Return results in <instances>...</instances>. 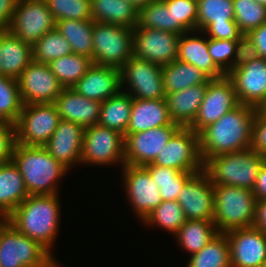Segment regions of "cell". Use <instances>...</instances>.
Returning <instances> with one entry per match:
<instances>
[{
    "label": "cell",
    "mask_w": 266,
    "mask_h": 267,
    "mask_svg": "<svg viewBox=\"0 0 266 267\" xmlns=\"http://www.w3.org/2000/svg\"><path fill=\"white\" fill-rule=\"evenodd\" d=\"M257 108L239 104L199 133L204 163L211 157L250 148Z\"/></svg>",
    "instance_id": "1"
},
{
    "label": "cell",
    "mask_w": 266,
    "mask_h": 267,
    "mask_svg": "<svg viewBox=\"0 0 266 267\" xmlns=\"http://www.w3.org/2000/svg\"><path fill=\"white\" fill-rule=\"evenodd\" d=\"M59 195H29L8 216L9 222L20 233L39 242L52 255L60 225Z\"/></svg>",
    "instance_id": "2"
},
{
    "label": "cell",
    "mask_w": 266,
    "mask_h": 267,
    "mask_svg": "<svg viewBox=\"0 0 266 267\" xmlns=\"http://www.w3.org/2000/svg\"><path fill=\"white\" fill-rule=\"evenodd\" d=\"M12 161L19 168L29 195L59 194V181L69 171L44 147L25 146L16 142Z\"/></svg>",
    "instance_id": "3"
},
{
    "label": "cell",
    "mask_w": 266,
    "mask_h": 267,
    "mask_svg": "<svg viewBox=\"0 0 266 267\" xmlns=\"http://www.w3.org/2000/svg\"><path fill=\"white\" fill-rule=\"evenodd\" d=\"M266 156L251 148L217 155L204 163V171L213 185L235 186L253 190Z\"/></svg>",
    "instance_id": "4"
},
{
    "label": "cell",
    "mask_w": 266,
    "mask_h": 267,
    "mask_svg": "<svg viewBox=\"0 0 266 267\" xmlns=\"http://www.w3.org/2000/svg\"><path fill=\"white\" fill-rule=\"evenodd\" d=\"M256 197L252 190L214 185L213 222L219 233L252 227L255 219Z\"/></svg>",
    "instance_id": "5"
},
{
    "label": "cell",
    "mask_w": 266,
    "mask_h": 267,
    "mask_svg": "<svg viewBox=\"0 0 266 267\" xmlns=\"http://www.w3.org/2000/svg\"><path fill=\"white\" fill-rule=\"evenodd\" d=\"M39 242L20 233L10 222L0 233L1 267H60Z\"/></svg>",
    "instance_id": "6"
},
{
    "label": "cell",
    "mask_w": 266,
    "mask_h": 267,
    "mask_svg": "<svg viewBox=\"0 0 266 267\" xmlns=\"http://www.w3.org/2000/svg\"><path fill=\"white\" fill-rule=\"evenodd\" d=\"M92 42L93 64L121 68L133 56V28L93 21Z\"/></svg>",
    "instance_id": "7"
},
{
    "label": "cell",
    "mask_w": 266,
    "mask_h": 267,
    "mask_svg": "<svg viewBox=\"0 0 266 267\" xmlns=\"http://www.w3.org/2000/svg\"><path fill=\"white\" fill-rule=\"evenodd\" d=\"M60 116L53 103L23 105L15 123V142L43 147L55 132Z\"/></svg>",
    "instance_id": "8"
},
{
    "label": "cell",
    "mask_w": 266,
    "mask_h": 267,
    "mask_svg": "<svg viewBox=\"0 0 266 267\" xmlns=\"http://www.w3.org/2000/svg\"><path fill=\"white\" fill-rule=\"evenodd\" d=\"M123 134L99 124L84 130L81 164L85 165H125Z\"/></svg>",
    "instance_id": "9"
},
{
    "label": "cell",
    "mask_w": 266,
    "mask_h": 267,
    "mask_svg": "<svg viewBox=\"0 0 266 267\" xmlns=\"http://www.w3.org/2000/svg\"><path fill=\"white\" fill-rule=\"evenodd\" d=\"M150 164L183 172L203 171L199 134L189 127H180Z\"/></svg>",
    "instance_id": "10"
},
{
    "label": "cell",
    "mask_w": 266,
    "mask_h": 267,
    "mask_svg": "<svg viewBox=\"0 0 266 267\" xmlns=\"http://www.w3.org/2000/svg\"><path fill=\"white\" fill-rule=\"evenodd\" d=\"M120 69L121 90L130 94L132 98L165 99L162 66L132 56Z\"/></svg>",
    "instance_id": "11"
},
{
    "label": "cell",
    "mask_w": 266,
    "mask_h": 267,
    "mask_svg": "<svg viewBox=\"0 0 266 267\" xmlns=\"http://www.w3.org/2000/svg\"><path fill=\"white\" fill-rule=\"evenodd\" d=\"M56 21L45 0H18L8 30L23 42L33 45L55 29Z\"/></svg>",
    "instance_id": "12"
},
{
    "label": "cell",
    "mask_w": 266,
    "mask_h": 267,
    "mask_svg": "<svg viewBox=\"0 0 266 267\" xmlns=\"http://www.w3.org/2000/svg\"><path fill=\"white\" fill-rule=\"evenodd\" d=\"M239 104L233 83L227 76L211 79L197 115L189 128L199 134Z\"/></svg>",
    "instance_id": "13"
},
{
    "label": "cell",
    "mask_w": 266,
    "mask_h": 267,
    "mask_svg": "<svg viewBox=\"0 0 266 267\" xmlns=\"http://www.w3.org/2000/svg\"><path fill=\"white\" fill-rule=\"evenodd\" d=\"M124 191L133 212L142 222L163 200L158 185L143 166L125 164L122 168Z\"/></svg>",
    "instance_id": "14"
},
{
    "label": "cell",
    "mask_w": 266,
    "mask_h": 267,
    "mask_svg": "<svg viewBox=\"0 0 266 267\" xmlns=\"http://www.w3.org/2000/svg\"><path fill=\"white\" fill-rule=\"evenodd\" d=\"M179 37L177 33L135 27L133 56L160 66L168 65L178 57Z\"/></svg>",
    "instance_id": "15"
},
{
    "label": "cell",
    "mask_w": 266,
    "mask_h": 267,
    "mask_svg": "<svg viewBox=\"0 0 266 267\" xmlns=\"http://www.w3.org/2000/svg\"><path fill=\"white\" fill-rule=\"evenodd\" d=\"M23 105L54 103L63 90L48 64L32 61L17 78Z\"/></svg>",
    "instance_id": "16"
},
{
    "label": "cell",
    "mask_w": 266,
    "mask_h": 267,
    "mask_svg": "<svg viewBox=\"0 0 266 267\" xmlns=\"http://www.w3.org/2000/svg\"><path fill=\"white\" fill-rule=\"evenodd\" d=\"M226 76L232 81L238 102L260 109L266 103V60H256L230 70Z\"/></svg>",
    "instance_id": "17"
},
{
    "label": "cell",
    "mask_w": 266,
    "mask_h": 267,
    "mask_svg": "<svg viewBox=\"0 0 266 267\" xmlns=\"http://www.w3.org/2000/svg\"><path fill=\"white\" fill-rule=\"evenodd\" d=\"M180 126H162L125 134L124 162L132 166L152 163Z\"/></svg>",
    "instance_id": "18"
},
{
    "label": "cell",
    "mask_w": 266,
    "mask_h": 267,
    "mask_svg": "<svg viewBox=\"0 0 266 267\" xmlns=\"http://www.w3.org/2000/svg\"><path fill=\"white\" fill-rule=\"evenodd\" d=\"M186 220H213L214 185L203 170L194 174L177 196Z\"/></svg>",
    "instance_id": "19"
},
{
    "label": "cell",
    "mask_w": 266,
    "mask_h": 267,
    "mask_svg": "<svg viewBox=\"0 0 266 267\" xmlns=\"http://www.w3.org/2000/svg\"><path fill=\"white\" fill-rule=\"evenodd\" d=\"M230 246L231 267L266 265V234L253 227L226 232Z\"/></svg>",
    "instance_id": "20"
},
{
    "label": "cell",
    "mask_w": 266,
    "mask_h": 267,
    "mask_svg": "<svg viewBox=\"0 0 266 267\" xmlns=\"http://www.w3.org/2000/svg\"><path fill=\"white\" fill-rule=\"evenodd\" d=\"M84 130L81 125L61 119L55 132L43 147L54 159L70 170L75 165H81Z\"/></svg>",
    "instance_id": "21"
},
{
    "label": "cell",
    "mask_w": 266,
    "mask_h": 267,
    "mask_svg": "<svg viewBox=\"0 0 266 267\" xmlns=\"http://www.w3.org/2000/svg\"><path fill=\"white\" fill-rule=\"evenodd\" d=\"M71 88L87 99L102 103L121 91V69L92 64Z\"/></svg>",
    "instance_id": "22"
},
{
    "label": "cell",
    "mask_w": 266,
    "mask_h": 267,
    "mask_svg": "<svg viewBox=\"0 0 266 267\" xmlns=\"http://www.w3.org/2000/svg\"><path fill=\"white\" fill-rule=\"evenodd\" d=\"M53 104L62 120L84 128L98 124L101 102L87 99L72 88H63Z\"/></svg>",
    "instance_id": "23"
},
{
    "label": "cell",
    "mask_w": 266,
    "mask_h": 267,
    "mask_svg": "<svg viewBox=\"0 0 266 267\" xmlns=\"http://www.w3.org/2000/svg\"><path fill=\"white\" fill-rule=\"evenodd\" d=\"M195 33L198 35H195ZM200 33H203L202 36ZM204 36L205 33L199 30L181 34L178 41L177 59L195 65L210 79H220L226 76V74L214 63L212 57L209 55L208 37L207 35Z\"/></svg>",
    "instance_id": "24"
},
{
    "label": "cell",
    "mask_w": 266,
    "mask_h": 267,
    "mask_svg": "<svg viewBox=\"0 0 266 267\" xmlns=\"http://www.w3.org/2000/svg\"><path fill=\"white\" fill-rule=\"evenodd\" d=\"M162 126H179L170 118L166 99L133 98L130 122L125 134L143 132Z\"/></svg>",
    "instance_id": "25"
},
{
    "label": "cell",
    "mask_w": 266,
    "mask_h": 267,
    "mask_svg": "<svg viewBox=\"0 0 266 267\" xmlns=\"http://www.w3.org/2000/svg\"><path fill=\"white\" fill-rule=\"evenodd\" d=\"M32 61V45L9 30L0 31V75L17 79Z\"/></svg>",
    "instance_id": "26"
},
{
    "label": "cell",
    "mask_w": 266,
    "mask_h": 267,
    "mask_svg": "<svg viewBox=\"0 0 266 267\" xmlns=\"http://www.w3.org/2000/svg\"><path fill=\"white\" fill-rule=\"evenodd\" d=\"M206 89L207 84H199L166 94L165 99L172 122L180 127H189L197 115Z\"/></svg>",
    "instance_id": "27"
},
{
    "label": "cell",
    "mask_w": 266,
    "mask_h": 267,
    "mask_svg": "<svg viewBox=\"0 0 266 267\" xmlns=\"http://www.w3.org/2000/svg\"><path fill=\"white\" fill-rule=\"evenodd\" d=\"M28 191L17 165L12 161L0 164V216L8 217L27 197Z\"/></svg>",
    "instance_id": "28"
},
{
    "label": "cell",
    "mask_w": 266,
    "mask_h": 267,
    "mask_svg": "<svg viewBox=\"0 0 266 267\" xmlns=\"http://www.w3.org/2000/svg\"><path fill=\"white\" fill-rule=\"evenodd\" d=\"M139 10L127 0H91L94 22L135 28Z\"/></svg>",
    "instance_id": "29"
},
{
    "label": "cell",
    "mask_w": 266,
    "mask_h": 267,
    "mask_svg": "<svg viewBox=\"0 0 266 267\" xmlns=\"http://www.w3.org/2000/svg\"><path fill=\"white\" fill-rule=\"evenodd\" d=\"M161 74L166 94L199 84H208L211 80L195 65L179 61L178 59L162 66Z\"/></svg>",
    "instance_id": "30"
},
{
    "label": "cell",
    "mask_w": 266,
    "mask_h": 267,
    "mask_svg": "<svg viewBox=\"0 0 266 267\" xmlns=\"http://www.w3.org/2000/svg\"><path fill=\"white\" fill-rule=\"evenodd\" d=\"M133 98L120 91L101 103L98 124L115 130L125 136L131 116Z\"/></svg>",
    "instance_id": "31"
},
{
    "label": "cell",
    "mask_w": 266,
    "mask_h": 267,
    "mask_svg": "<svg viewBox=\"0 0 266 267\" xmlns=\"http://www.w3.org/2000/svg\"><path fill=\"white\" fill-rule=\"evenodd\" d=\"M55 28L69 42L72 53L93 58V20H59Z\"/></svg>",
    "instance_id": "32"
},
{
    "label": "cell",
    "mask_w": 266,
    "mask_h": 267,
    "mask_svg": "<svg viewBox=\"0 0 266 267\" xmlns=\"http://www.w3.org/2000/svg\"><path fill=\"white\" fill-rule=\"evenodd\" d=\"M219 232L213 220H186L174 235L183 251L190 256L200 251Z\"/></svg>",
    "instance_id": "33"
},
{
    "label": "cell",
    "mask_w": 266,
    "mask_h": 267,
    "mask_svg": "<svg viewBox=\"0 0 266 267\" xmlns=\"http://www.w3.org/2000/svg\"><path fill=\"white\" fill-rule=\"evenodd\" d=\"M187 267H231L226 233H218L200 251L191 255Z\"/></svg>",
    "instance_id": "34"
},
{
    "label": "cell",
    "mask_w": 266,
    "mask_h": 267,
    "mask_svg": "<svg viewBox=\"0 0 266 267\" xmlns=\"http://www.w3.org/2000/svg\"><path fill=\"white\" fill-rule=\"evenodd\" d=\"M151 175L152 180L158 185L163 201L176 200L184 184L196 173L183 172L174 168L161 167L154 164L143 166Z\"/></svg>",
    "instance_id": "35"
},
{
    "label": "cell",
    "mask_w": 266,
    "mask_h": 267,
    "mask_svg": "<svg viewBox=\"0 0 266 267\" xmlns=\"http://www.w3.org/2000/svg\"><path fill=\"white\" fill-rule=\"evenodd\" d=\"M92 64L91 58L71 53L51 60L48 66L64 88H71L86 74Z\"/></svg>",
    "instance_id": "36"
},
{
    "label": "cell",
    "mask_w": 266,
    "mask_h": 267,
    "mask_svg": "<svg viewBox=\"0 0 266 267\" xmlns=\"http://www.w3.org/2000/svg\"><path fill=\"white\" fill-rule=\"evenodd\" d=\"M186 222L184 211L176 200L162 201L142 221L144 225L157 226L175 235Z\"/></svg>",
    "instance_id": "37"
},
{
    "label": "cell",
    "mask_w": 266,
    "mask_h": 267,
    "mask_svg": "<svg viewBox=\"0 0 266 267\" xmlns=\"http://www.w3.org/2000/svg\"><path fill=\"white\" fill-rule=\"evenodd\" d=\"M197 10V30L201 32L211 24L235 22L233 0H199Z\"/></svg>",
    "instance_id": "38"
},
{
    "label": "cell",
    "mask_w": 266,
    "mask_h": 267,
    "mask_svg": "<svg viewBox=\"0 0 266 267\" xmlns=\"http://www.w3.org/2000/svg\"><path fill=\"white\" fill-rule=\"evenodd\" d=\"M33 61L48 64L51 60L72 53L69 42L55 28L32 45Z\"/></svg>",
    "instance_id": "39"
},
{
    "label": "cell",
    "mask_w": 266,
    "mask_h": 267,
    "mask_svg": "<svg viewBox=\"0 0 266 267\" xmlns=\"http://www.w3.org/2000/svg\"><path fill=\"white\" fill-rule=\"evenodd\" d=\"M22 108L17 79L0 75V120L15 124Z\"/></svg>",
    "instance_id": "40"
},
{
    "label": "cell",
    "mask_w": 266,
    "mask_h": 267,
    "mask_svg": "<svg viewBox=\"0 0 266 267\" xmlns=\"http://www.w3.org/2000/svg\"><path fill=\"white\" fill-rule=\"evenodd\" d=\"M135 27L162 30L174 33L172 11L162 0H155L139 9L138 24Z\"/></svg>",
    "instance_id": "41"
},
{
    "label": "cell",
    "mask_w": 266,
    "mask_h": 267,
    "mask_svg": "<svg viewBox=\"0 0 266 267\" xmlns=\"http://www.w3.org/2000/svg\"><path fill=\"white\" fill-rule=\"evenodd\" d=\"M234 21L247 34L266 22V6L254 0H233Z\"/></svg>",
    "instance_id": "42"
},
{
    "label": "cell",
    "mask_w": 266,
    "mask_h": 267,
    "mask_svg": "<svg viewBox=\"0 0 266 267\" xmlns=\"http://www.w3.org/2000/svg\"><path fill=\"white\" fill-rule=\"evenodd\" d=\"M169 11H172L174 33L183 34L197 30V1L196 0H162Z\"/></svg>",
    "instance_id": "43"
},
{
    "label": "cell",
    "mask_w": 266,
    "mask_h": 267,
    "mask_svg": "<svg viewBox=\"0 0 266 267\" xmlns=\"http://www.w3.org/2000/svg\"><path fill=\"white\" fill-rule=\"evenodd\" d=\"M55 21L92 20L91 0H45Z\"/></svg>",
    "instance_id": "44"
},
{
    "label": "cell",
    "mask_w": 266,
    "mask_h": 267,
    "mask_svg": "<svg viewBox=\"0 0 266 267\" xmlns=\"http://www.w3.org/2000/svg\"><path fill=\"white\" fill-rule=\"evenodd\" d=\"M236 46L237 40L208 38L209 55L225 74L233 67Z\"/></svg>",
    "instance_id": "45"
},
{
    "label": "cell",
    "mask_w": 266,
    "mask_h": 267,
    "mask_svg": "<svg viewBox=\"0 0 266 267\" xmlns=\"http://www.w3.org/2000/svg\"><path fill=\"white\" fill-rule=\"evenodd\" d=\"M250 148L266 156V113L261 109L255 113Z\"/></svg>",
    "instance_id": "46"
},
{
    "label": "cell",
    "mask_w": 266,
    "mask_h": 267,
    "mask_svg": "<svg viewBox=\"0 0 266 267\" xmlns=\"http://www.w3.org/2000/svg\"><path fill=\"white\" fill-rule=\"evenodd\" d=\"M259 57L257 48L251 41V39L244 34L239 40H237V46L235 49L234 63L231 70L237 69L248 62L256 60Z\"/></svg>",
    "instance_id": "47"
},
{
    "label": "cell",
    "mask_w": 266,
    "mask_h": 267,
    "mask_svg": "<svg viewBox=\"0 0 266 267\" xmlns=\"http://www.w3.org/2000/svg\"><path fill=\"white\" fill-rule=\"evenodd\" d=\"M15 145V124L0 120V164L12 159Z\"/></svg>",
    "instance_id": "48"
},
{
    "label": "cell",
    "mask_w": 266,
    "mask_h": 267,
    "mask_svg": "<svg viewBox=\"0 0 266 267\" xmlns=\"http://www.w3.org/2000/svg\"><path fill=\"white\" fill-rule=\"evenodd\" d=\"M208 38L239 40L244 34L239 30L236 22L211 24L205 31Z\"/></svg>",
    "instance_id": "49"
},
{
    "label": "cell",
    "mask_w": 266,
    "mask_h": 267,
    "mask_svg": "<svg viewBox=\"0 0 266 267\" xmlns=\"http://www.w3.org/2000/svg\"><path fill=\"white\" fill-rule=\"evenodd\" d=\"M257 48L259 57L266 60V22L246 34Z\"/></svg>",
    "instance_id": "50"
},
{
    "label": "cell",
    "mask_w": 266,
    "mask_h": 267,
    "mask_svg": "<svg viewBox=\"0 0 266 267\" xmlns=\"http://www.w3.org/2000/svg\"><path fill=\"white\" fill-rule=\"evenodd\" d=\"M18 0H0V31L8 30Z\"/></svg>",
    "instance_id": "51"
},
{
    "label": "cell",
    "mask_w": 266,
    "mask_h": 267,
    "mask_svg": "<svg viewBox=\"0 0 266 267\" xmlns=\"http://www.w3.org/2000/svg\"><path fill=\"white\" fill-rule=\"evenodd\" d=\"M253 228L266 234V199L256 201Z\"/></svg>",
    "instance_id": "52"
},
{
    "label": "cell",
    "mask_w": 266,
    "mask_h": 267,
    "mask_svg": "<svg viewBox=\"0 0 266 267\" xmlns=\"http://www.w3.org/2000/svg\"><path fill=\"white\" fill-rule=\"evenodd\" d=\"M252 192L256 200L266 199V161L259 170Z\"/></svg>",
    "instance_id": "53"
},
{
    "label": "cell",
    "mask_w": 266,
    "mask_h": 267,
    "mask_svg": "<svg viewBox=\"0 0 266 267\" xmlns=\"http://www.w3.org/2000/svg\"><path fill=\"white\" fill-rule=\"evenodd\" d=\"M131 4H133L138 10L144 6H146L148 3L153 2L155 0H127Z\"/></svg>",
    "instance_id": "54"
},
{
    "label": "cell",
    "mask_w": 266,
    "mask_h": 267,
    "mask_svg": "<svg viewBox=\"0 0 266 267\" xmlns=\"http://www.w3.org/2000/svg\"><path fill=\"white\" fill-rule=\"evenodd\" d=\"M9 223V219L6 216H0V233L1 230Z\"/></svg>",
    "instance_id": "55"
},
{
    "label": "cell",
    "mask_w": 266,
    "mask_h": 267,
    "mask_svg": "<svg viewBox=\"0 0 266 267\" xmlns=\"http://www.w3.org/2000/svg\"><path fill=\"white\" fill-rule=\"evenodd\" d=\"M254 1L262 4L263 6H266V0H254Z\"/></svg>",
    "instance_id": "56"
},
{
    "label": "cell",
    "mask_w": 266,
    "mask_h": 267,
    "mask_svg": "<svg viewBox=\"0 0 266 267\" xmlns=\"http://www.w3.org/2000/svg\"><path fill=\"white\" fill-rule=\"evenodd\" d=\"M264 113H266V103L260 108Z\"/></svg>",
    "instance_id": "57"
}]
</instances>
